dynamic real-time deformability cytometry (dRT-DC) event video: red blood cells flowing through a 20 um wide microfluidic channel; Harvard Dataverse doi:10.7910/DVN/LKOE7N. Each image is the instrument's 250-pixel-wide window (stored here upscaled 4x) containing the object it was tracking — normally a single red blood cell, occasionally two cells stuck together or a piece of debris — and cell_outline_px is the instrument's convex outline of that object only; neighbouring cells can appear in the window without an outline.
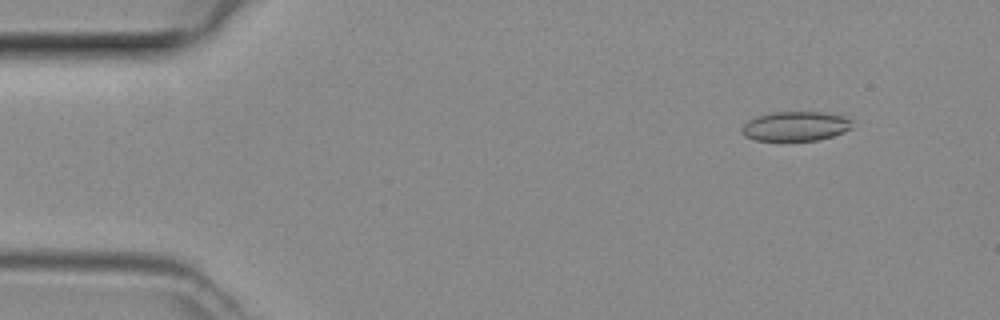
{"species": "common noctule bat (a hibernating species)", "species_latin": "Nyctalus noctula", "temperature_condition": "room temperature", "stored_images_in_passage": 48, "camera_frame_rate_fps": 3000, "um_per_image_px": 0.085, "animal": {"sex": "female", "body_mass_g": 29.2, "forearm_length_mm": 56.3}, "frame": {"image": 1, "passage_image": 5, "time_ms": 1.333, "image_size_px": [1000, 320], "cell_outline_px": [[852, 128], [844, 132], [832, 136], [816, 140], [752, 140], [744, 136], [740, 132], [740, 128], [748, 120], [756, 116], [772, 112], [824, 112], [848, 116], [852, 120]], "centroid_in_image_um": [67.62, 10.72], "position_along_channel_um": 17.4, "area_um2": 19.25}}
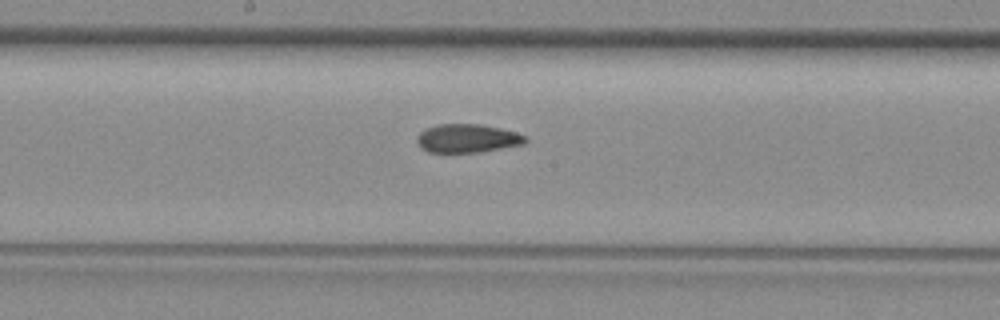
{"frame": {"image": 2, "passage_image": 25, "time_ms": 8.0, "image_size_px": [1000, 320], "cell_outline_px": [[528, 140], [524, 144], [480, 152], [428, 152], [420, 148], [416, 140], [416, 136], [420, 132], [428, 128], [440, 124], [480, 124], [500, 128], [516, 132], [528, 136]], "centroid_in_image_um": [39.74, 11.76], "position_along_channel_um": 208.5, "area_um2": 18.09}}
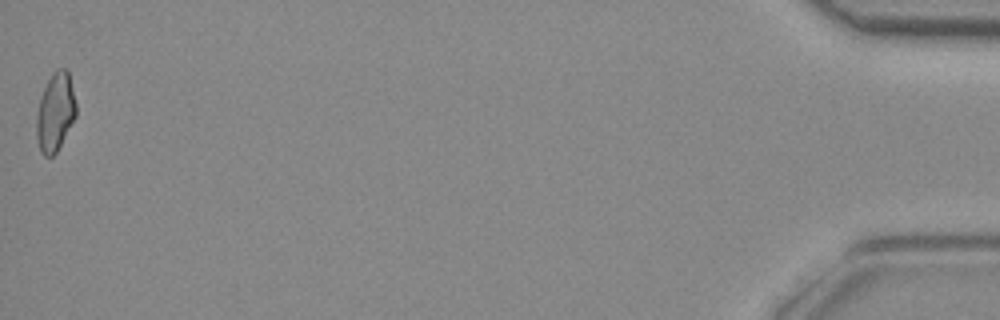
{"frame": {"image": 3, "passage_image": 48, "time_ms": 15.667, "image_size_px": [1000, 320], "cell_outline_px": [[76, 116], [56, 152], [52, 156], [44, 156], [40, 152], [36, 136], [36, 116], [40, 96], [52, 72], [56, 68], [64, 68], [68, 72], [76, 104]], "centroid_in_image_um": [4.68, 9.53], "position_along_channel_um": 430.5, "area_um2": 18.03}}